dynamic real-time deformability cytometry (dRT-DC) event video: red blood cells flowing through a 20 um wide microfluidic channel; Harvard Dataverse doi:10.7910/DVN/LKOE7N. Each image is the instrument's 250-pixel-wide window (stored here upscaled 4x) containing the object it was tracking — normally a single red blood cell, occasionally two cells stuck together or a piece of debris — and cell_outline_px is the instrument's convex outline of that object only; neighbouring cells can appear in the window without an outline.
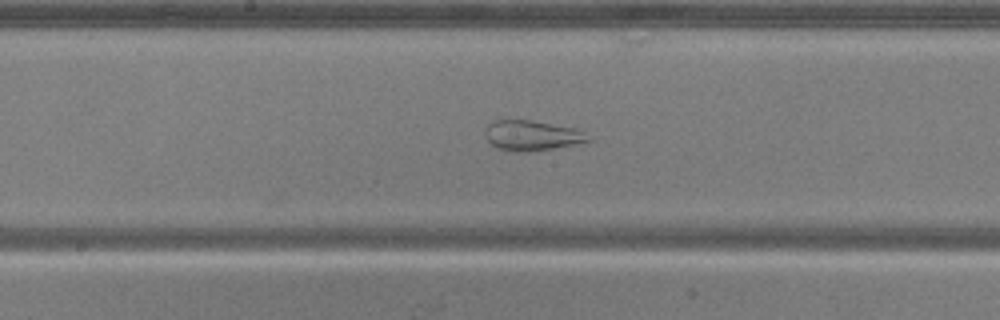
{"species": "common noctule bat (a hibernating species)", "species_latin": "Nyctalus noctula", "temperature_condition": "warm", "stored_images_in_passage": 26, "camera_frame_rate_fps": 3000, "um_per_image_px": 0.085, "animal": {"sex": "male", "body_mass_g": 20.5, "forearm_length_mm": 52.5}, "frame": {"image": 1, "passage_image": 18, "time_ms": 5.667, "image_size_px": [1000, 320], "cell_outline_px": [[592, 140], [576, 144], [528, 152], [516, 152], [496, 148], [488, 140], [484, 132], [488, 124], [492, 120], [532, 120], [576, 128], [584, 132]], "centroid_in_image_um": [45.2, 11.51], "position_along_channel_um": 203.0, "area_um2": 18.15}}
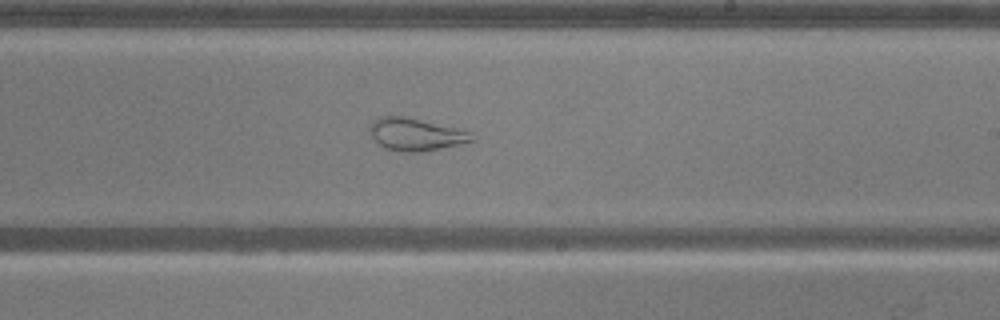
{"frame": {"image": 2, "passage_image": 22, "time_ms": 7.0, "image_size_px": [1000, 320], "cell_outline_px": [[476, 140], [440, 148], [420, 152], [408, 152], [384, 148], [372, 136], [372, 120], [380, 116], [400, 116], [464, 128], [472, 132]], "centroid_in_image_um": [35.43, 11.41], "position_along_channel_um": 253.6, "area_um2": 19.19}}
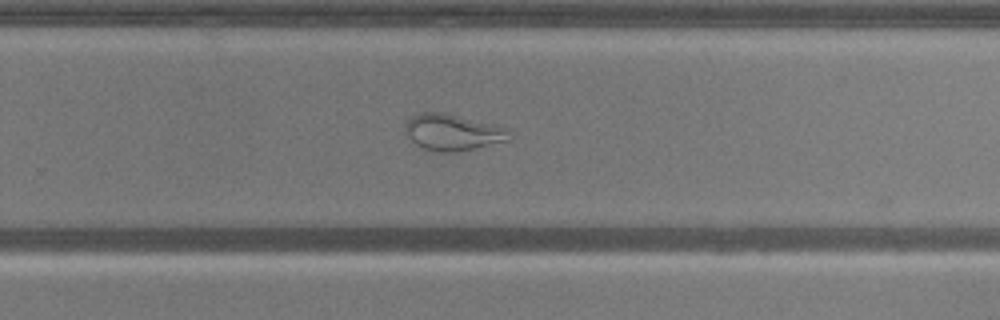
{"frame": {"image": 3, "passage_image": 25, "time_ms": 8.0, "image_size_px": [1000, 320], "cell_outline_px": [[508, 140], [476, 148], [456, 152], [444, 152], [424, 148], [416, 144], [404, 132], [404, 124], [412, 116], [420, 112], [444, 112], [492, 124], [504, 128]], "centroid_in_image_um": [38.38, 11.23], "position_along_channel_um": 291.4, "area_um2": 21.56}}